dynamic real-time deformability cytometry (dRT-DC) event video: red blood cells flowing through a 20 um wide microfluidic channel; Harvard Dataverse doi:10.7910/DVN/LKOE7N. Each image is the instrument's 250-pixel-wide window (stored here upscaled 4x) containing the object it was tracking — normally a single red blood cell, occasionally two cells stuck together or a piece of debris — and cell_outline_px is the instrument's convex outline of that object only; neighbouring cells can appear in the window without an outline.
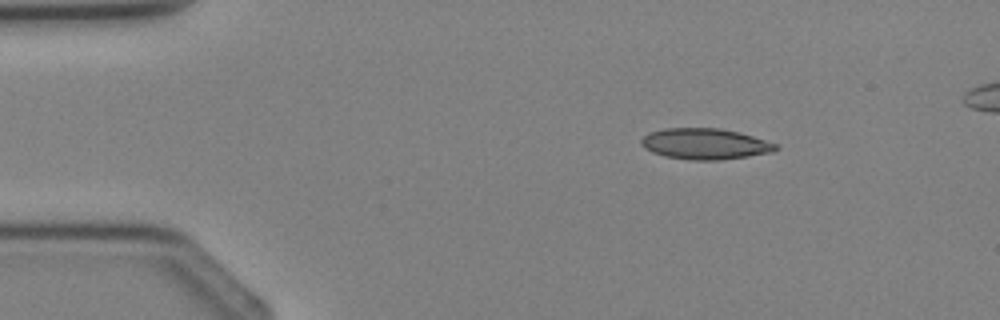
{"species": "Egyptian fruit bat (a non-hibernating species)", "species_latin": "Rousettus aegyptiacus", "temperature_condition": "cold", "stored_images_in_passage": 3, "camera_frame_rate_fps": 3000, "um_per_image_px": 0.085, "animal": {"sex": "female"}, "frame": {"image": 1, "passage_image": 1, "time_ms": 0.0, "image_size_px": [1000, 320], "cell_outline_px": [[780, 148], [772, 152], [748, 156], [720, 160], [692, 160], [664, 156], [652, 152], [644, 148], [640, 144], [640, 140], [648, 132], [664, 128], [720, 128], [740, 132], [776, 144]], "centroid_in_image_um": [59.9, 12.22], "position_along_channel_um": 25.1, "area_um2": 24.33}}